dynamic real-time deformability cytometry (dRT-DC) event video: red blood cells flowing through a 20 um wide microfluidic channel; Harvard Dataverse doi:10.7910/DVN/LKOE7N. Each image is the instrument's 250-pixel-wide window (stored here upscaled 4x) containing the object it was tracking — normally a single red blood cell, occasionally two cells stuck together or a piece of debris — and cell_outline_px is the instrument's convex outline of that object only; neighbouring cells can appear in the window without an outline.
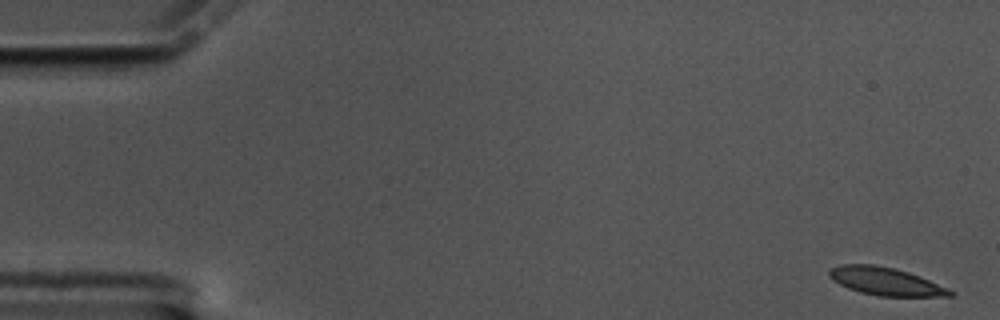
{"species": "common noctule bat (a hibernating species)", "species_latin": "Nyctalus noctula", "temperature_condition": "cold", "stored_images_in_passage": 60, "segment_of_instrument_passage": [1, 2], "camera_frame_rate_fps": 3000, "um_per_image_px": 0.085, "animal": {"sex": "male", "body_mass_g": 17.5, "forearm_length_mm": 52.3}, "frame": {"image": 1, "passage_image": 1, "time_ms": 0.0, "image_size_px": [1000, 320], "cell_outline_px": [[956, 292], [952, 296], [880, 296], [860, 292], [848, 288], [832, 280], [828, 276], [828, 272], [832, 268], [840, 264], [872, 264], [892, 268], [908, 272], [920, 276], [948, 288]], "centroid_in_image_um": [75.27, 23.91], "position_along_channel_um": 9.7, "area_um2": 19.54}}
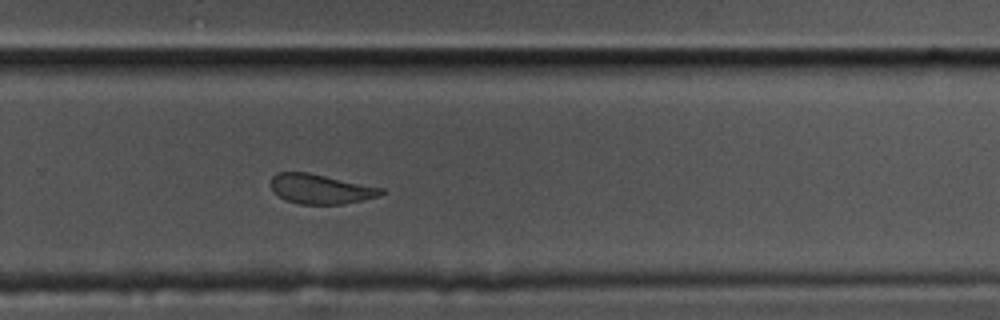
{"frame": {"image": 2, "passage_image": 39, "time_ms": 12.667, "image_size_px": [1000, 320], "cell_outline_px": [[384, 192], [380, 196], [344, 204], [300, 204], [288, 200], [280, 196], [272, 188], [272, 176], [276, 172], [308, 172], [384, 188]], "centroid_in_image_um": [27.29, 16.06], "position_along_channel_um": 302.5, "area_um2": 18.9}}
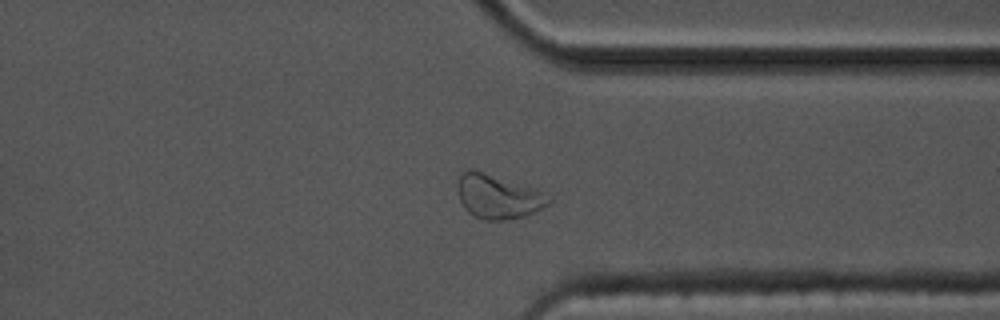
{"frame": {"image": 3, "passage_image": 45, "time_ms": 14.667, "image_size_px": [1000, 320], "cell_outline_px": [[556, 200], [552, 204], [524, 216], [504, 220], [484, 220], [468, 212], [464, 208], [460, 200], [456, 188], [456, 184], [460, 172], [468, 168], [472, 168], [552, 192]], "centroid_in_image_um": [42.43, 16.67], "position_along_channel_um": 369.0, "area_um2": 24.62}}